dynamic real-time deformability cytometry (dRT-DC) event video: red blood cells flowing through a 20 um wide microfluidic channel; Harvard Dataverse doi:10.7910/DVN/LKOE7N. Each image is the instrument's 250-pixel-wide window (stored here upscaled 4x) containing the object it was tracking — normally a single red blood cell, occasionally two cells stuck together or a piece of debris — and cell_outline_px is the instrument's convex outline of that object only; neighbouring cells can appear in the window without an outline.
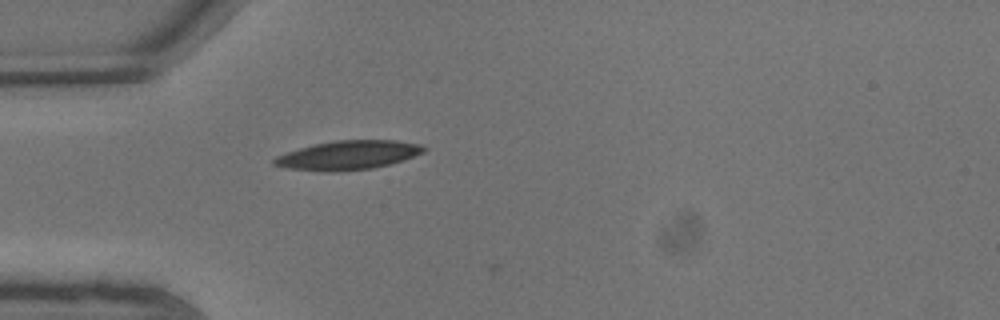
{"species": "common noctule bat (a hibernating species)", "species_latin": "Nyctalus noctula", "temperature_condition": "warm", "stored_images_in_passage": 1, "camera_frame_rate_fps": 3000, "um_per_image_px": 0.085, "animal": {"sex": "male", "body_mass_g": 13.3}, "frame": {"image": 1, "passage_image": 1, "time_ms": 0.0, "image_size_px": [1000, 320], "cell_outline_px": [[428, 148], [424, 152], [404, 160], [392, 164], [372, 168], [336, 172], [320, 172], [288, 168], [272, 164], [272, 160], [276, 156], [300, 148], [316, 144], [336, 140], [396, 140], [420, 144]], "centroid_in_image_um": [29.62, 13.2], "position_along_channel_um": 55.4, "area_um2": 25.43}}